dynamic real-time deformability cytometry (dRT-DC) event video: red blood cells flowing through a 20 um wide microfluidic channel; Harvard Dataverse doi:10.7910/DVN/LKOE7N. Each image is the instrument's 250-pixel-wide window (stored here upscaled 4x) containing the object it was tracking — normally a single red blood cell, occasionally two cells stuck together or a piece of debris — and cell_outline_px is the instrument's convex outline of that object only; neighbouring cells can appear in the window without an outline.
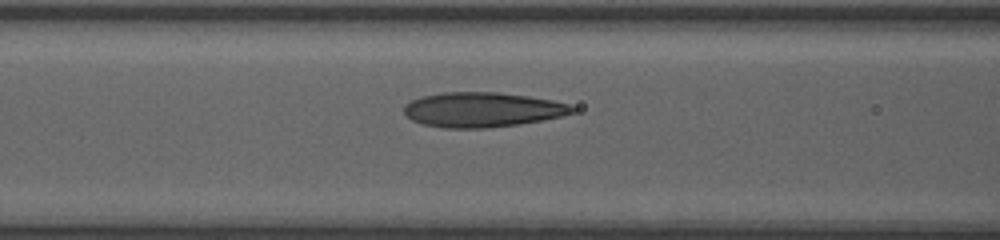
{"species": "human", "species_latin": "Homo sapiens", "temperature_condition": "room temperature", "stored_images_in_passage": 28, "camera_frame_rate_fps": 3000, "um_per_image_px": 0.085, "donor": {"sex": "female"}, "frame": {"image": 1, "passage_image": 18, "time_ms": 5.667, "image_size_px": [1000, 240], "cell_outline_px": [[576, 112], [560, 116], [520, 124], [484, 128], [444, 128], [420, 124], [412, 120], [404, 112], [404, 104], [420, 96], [444, 92], [500, 92], [528, 96], [552, 100], [568, 104], [576, 108]], "centroid_in_image_um": [40.97, 9.32], "position_along_channel_um": 125.6, "area_um2": 34.22}}
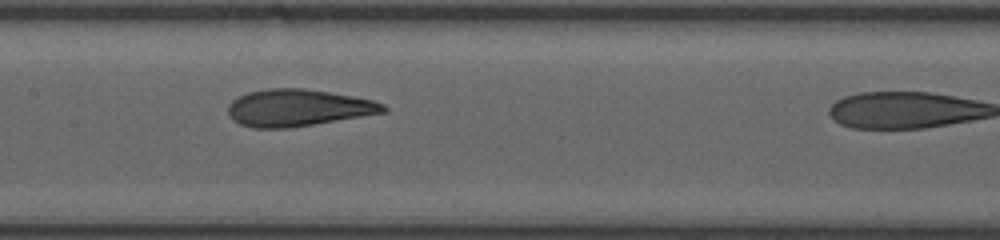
{"frame": {"image": 2, "passage_image": 22, "time_ms": 7.0, "image_size_px": [1000, 240], "cell_outline_px": [[388, 112], [288, 128], [252, 128], [240, 124], [232, 120], [228, 112], [228, 104], [232, 100], [248, 92], [268, 88], [304, 88], [352, 96], [372, 100], [384, 104], [388, 108]], "centroid_in_image_um": [25.32, 9.16], "position_along_channel_um": 182.1, "area_um2": 33.41}}
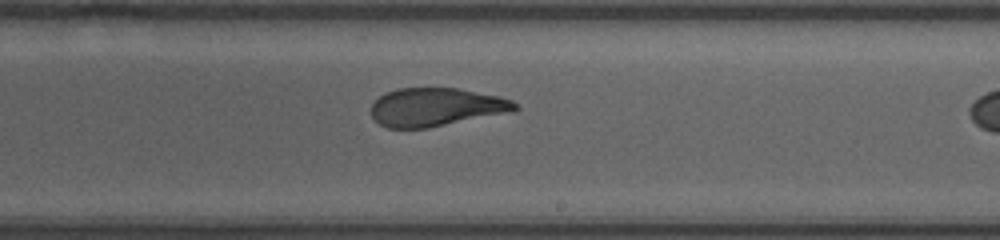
{"frame": {"image": 3, "passage_image": 27, "time_ms": 8.667, "image_size_px": [1000, 240], "cell_outline_px": [[520, 108], [512, 112], [428, 128], [388, 128], [380, 124], [372, 116], [372, 104], [380, 96], [396, 88], [456, 88], [500, 96], [512, 100]], "centroid_in_image_um": [37.09, 9.1], "position_along_channel_um": 251.9, "area_um2": 32.08}}